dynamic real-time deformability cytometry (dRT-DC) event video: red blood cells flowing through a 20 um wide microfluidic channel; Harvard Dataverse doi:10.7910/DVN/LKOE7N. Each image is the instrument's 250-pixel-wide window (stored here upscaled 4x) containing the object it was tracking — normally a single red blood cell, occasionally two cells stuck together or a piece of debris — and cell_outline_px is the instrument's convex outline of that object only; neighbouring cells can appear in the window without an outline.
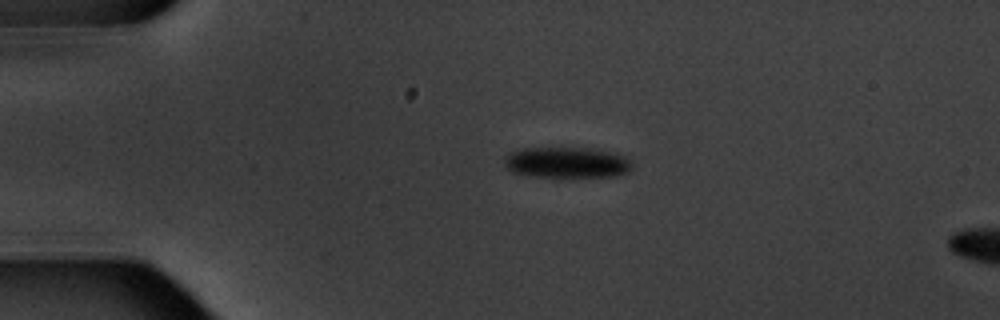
{"species": "common noctule bat (a hibernating species)", "species_latin": "Nyctalus noctula", "temperature_condition": "warm", "stored_images_in_passage": 4, "camera_frame_rate_fps": 3000, "um_per_image_px": 0.085, "animal": {"sex": "male", "body_mass_g": 20.1, "forearm_length_mm": 53.5}, "frame": {"image": 1, "passage_image": 2, "time_ms": 1.333, "image_size_px": [1000, 320], "cell_outline_px": [[632, 168], [628, 172], [616, 176], [528, 176], [512, 172], [504, 164], [504, 156], [508, 152], [516, 148], [600, 148], [616, 152], [628, 156], [632, 160]], "centroid_in_image_um": [48.21, 13.78], "position_along_channel_um": 36.8, "area_um2": 23.52}}